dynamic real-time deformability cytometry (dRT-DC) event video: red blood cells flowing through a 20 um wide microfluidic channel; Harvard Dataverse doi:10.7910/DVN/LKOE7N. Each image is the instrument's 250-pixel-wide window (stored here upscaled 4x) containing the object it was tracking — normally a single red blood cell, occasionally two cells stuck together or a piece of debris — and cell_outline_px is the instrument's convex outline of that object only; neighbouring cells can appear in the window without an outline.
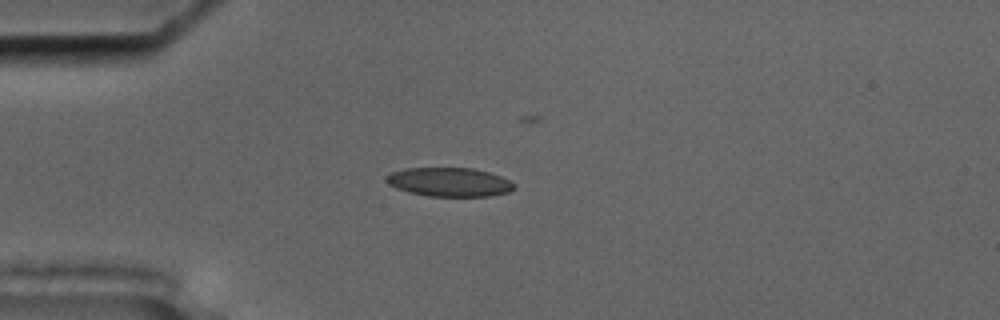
{"species": "common noctule bat (a hibernating species)", "species_latin": "Nyctalus noctula", "temperature_condition": "cold", "stored_images_in_passage": 28, "camera_frame_rate_fps": 3000, "um_per_image_px": 0.085, "animal": {"sex": "male", "body_mass_g": 17.5, "forearm_length_mm": 52.3}, "frame": {"image": 1, "passage_image": 1, "time_ms": 0.0, "image_size_px": [1000, 320], "cell_outline_px": [[516, 188], [508, 192], [488, 196], [428, 196], [408, 192], [396, 188], [388, 184], [384, 180], [384, 176], [392, 172], [404, 168], [472, 168], [488, 172], [512, 180], [516, 184]], "centroid_in_image_um": [38.19, 15.47], "position_along_channel_um": 46.8, "area_um2": 21.73}}
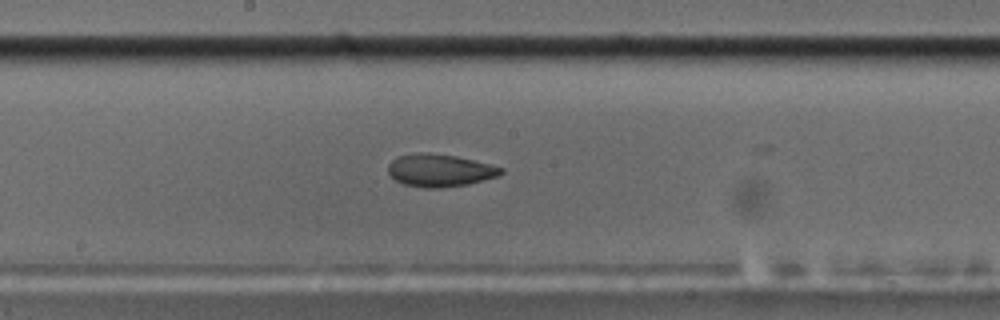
{"frame": {"image": 2, "passage_image": 16, "time_ms": 5.0, "image_size_px": [1000, 320], "cell_outline_px": [[504, 172], [500, 176], [468, 184], [440, 188], [424, 188], [404, 184], [396, 180], [388, 172], [388, 164], [396, 156], [420, 152], [456, 156], [504, 168]], "centroid_in_image_um": [37.38, 14.49], "position_along_channel_um": 210.8, "area_um2": 21.39}}
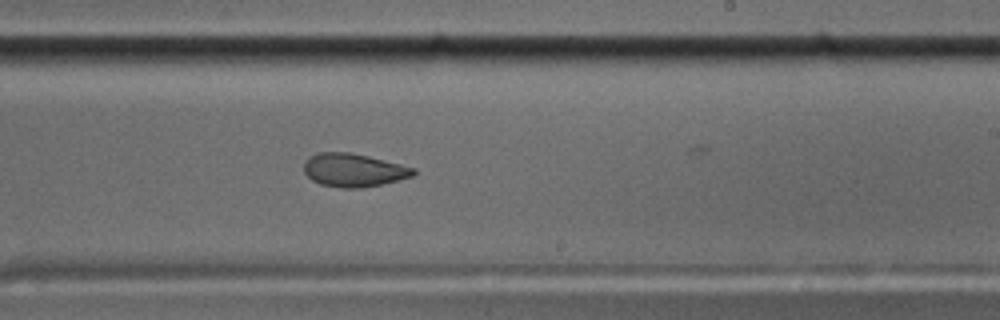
{"frame": {"image": 3, "passage_image": 20, "time_ms": 6.333, "image_size_px": [1000, 320], "cell_outline_px": [[416, 172], [412, 176], [380, 184], [360, 188], [340, 188], [320, 184], [312, 180], [304, 172], [304, 160], [320, 152], [352, 152], [416, 168]], "centroid_in_image_um": [30.03, 14.46], "position_along_channel_um": 259.0, "area_um2": 21.1}}